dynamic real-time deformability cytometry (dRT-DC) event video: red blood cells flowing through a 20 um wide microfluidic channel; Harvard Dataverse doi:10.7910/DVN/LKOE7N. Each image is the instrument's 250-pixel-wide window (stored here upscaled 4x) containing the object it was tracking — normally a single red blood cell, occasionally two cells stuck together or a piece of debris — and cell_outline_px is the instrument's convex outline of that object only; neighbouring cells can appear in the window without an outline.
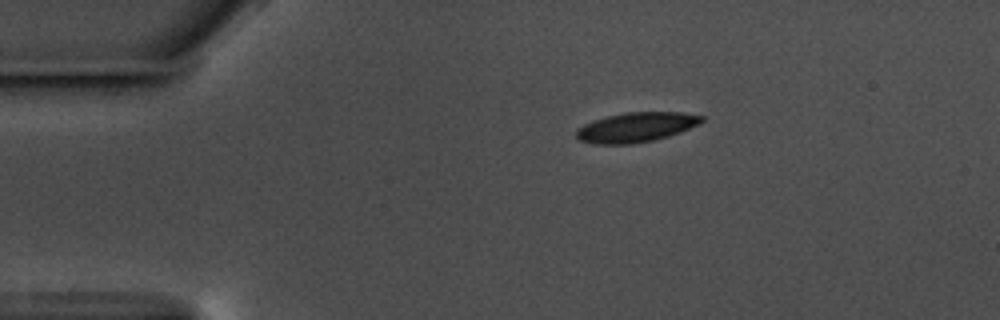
{"species": "common noctule bat (a hibernating species)", "species_latin": "Nyctalus noctula", "temperature_condition": "warm", "stored_images_in_passage": 47, "camera_frame_rate_fps": 3000, "um_per_image_px": 0.085, "animal": {"sex": "male", "body_mass_g": 17.5, "forearm_length_mm": 52.3}, "frame": {"image": 1, "passage_image": 1, "time_ms": 0.0, "image_size_px": [1000, 320], "cell_outline_px": [[704, 120], [700, 124], [680, 132], [668, 136], [652, 140], [632, 144], [596, 144], [580, 140], [576, 136], [576, 128], [584, 124], [608, 116], [624, 112], [680, 112], [704, 116]], "centroid_in_image_um": [54.08, 10.81], "position_along_channel_um": 30.9, "area_um2": 21.62}}
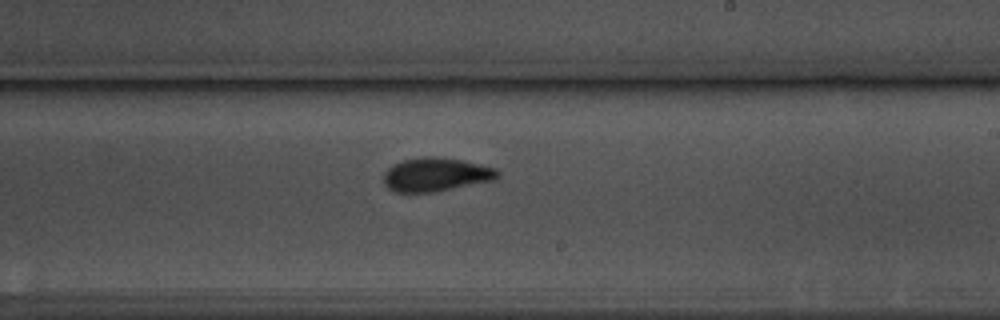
{"frame": {"image": 2, "passage_image": 24, "time_ms": 7.667, "image_size_px": [1000, 320], "cell_outline_px": [[500, 176], [496, 180], [436, 192], [396, 192], [388, 188], [384, 184], [384, 172], [392, 164], [404, 160], [424, 156], [428, 156], [460, 160], [496, 168], [500, 172]], "centroid_in_image_um": [37.07, 14.85], "position_along_channel_um": 251.9, "area_um2": 22.43}}
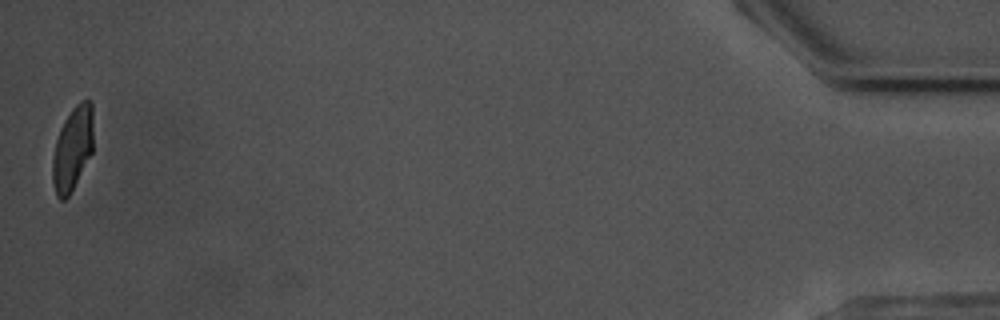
{"frame": {"image": 3, "passage_image": 47, "time_ms": 15.333, "image_size_px": [1000, 320], "cell_outline_px": [[92, 152], [68, 196], [64, 200], [60, 200], [56, 196], [52, 180], [52, 160], [56, 140], [60, 128], [64, 120], [72, 108], [80, 100], [92, 100]], "centroid_in_image_um": [6.15, 12.6], "position_along_channel_um": 429.1, "area_um2": 19.77}, "authors_computed_cell_mechanics": {"area_um2": 21.675, "velocity_mm_per_s": 3.5526, "shape_relaxation_time_tau1_ms": 4.3583, "shape_relaxation_time_tau2_ms": 1.2522, "deformation_change_tau1": 0.1415, "deformation_change_tau2": 0.0553}}